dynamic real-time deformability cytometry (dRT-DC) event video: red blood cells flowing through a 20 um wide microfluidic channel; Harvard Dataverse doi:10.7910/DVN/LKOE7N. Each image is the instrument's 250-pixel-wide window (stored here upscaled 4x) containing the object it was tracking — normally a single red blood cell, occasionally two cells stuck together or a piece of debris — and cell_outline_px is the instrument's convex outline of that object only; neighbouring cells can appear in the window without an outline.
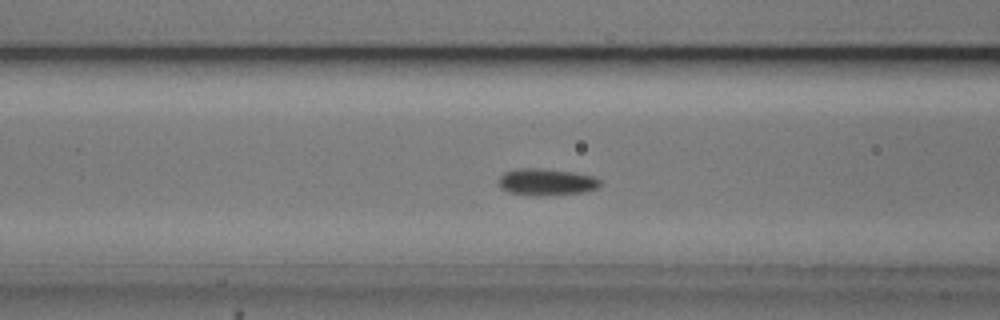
{"species": "common noctule bat (a hibernating species)", "species_latin": "Nyctalus noctula", "temperature_condition": "cold", "stored_images_in_passage": 55, "camera_frame_rate_fps": 3000, "um_per_image_px": 0.085, "animal": {"sex": "male", "body_mass_g": 20.5, "forearm_length_mm": 52.5}, "frame": {"image": 1, "passage_image": 21, "time_ms": 6.667, "image_size_px": [1000, 320], "cell_outline_px": [[604, 184], [596, 188], [580, 192], [536, 196], [508, 192], [500, 188], [496, 180], [504, 172], [520, 168], [544, 168], [572, 172], [596, 176]], "centroid_in_image_um": [46.42, 15.45], "position_along_channel_um": 120.2, "area_um2": 16.01}}
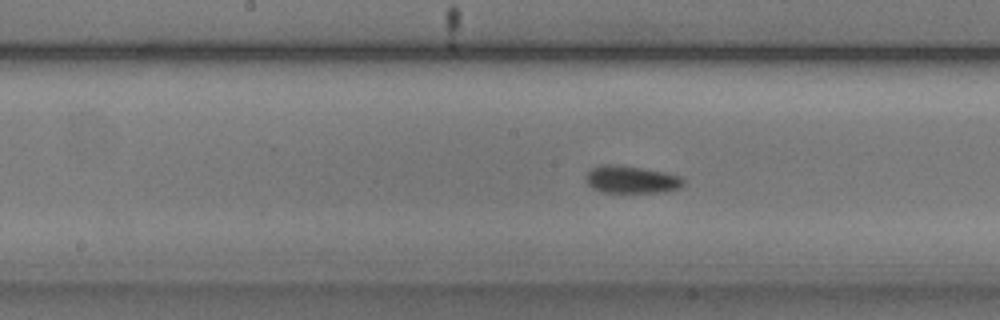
{"frame": {"image": 2, "passage_image": 27, "time_ms": 8.667, "image_size_px": [1000, 320], "cell_outline_px": [[684, 184], [680, 188], [664, 192], [604, 192], [592, 188], [584, 180], [584, 176], [592, 168], [600, 164], [616, 164], [664, 172], [680, 176], [684, 180]], "centroid_in_image_um": [53.64, 15.26], "position_along_channel_um": 194.6, "area_um2": 15.66}}
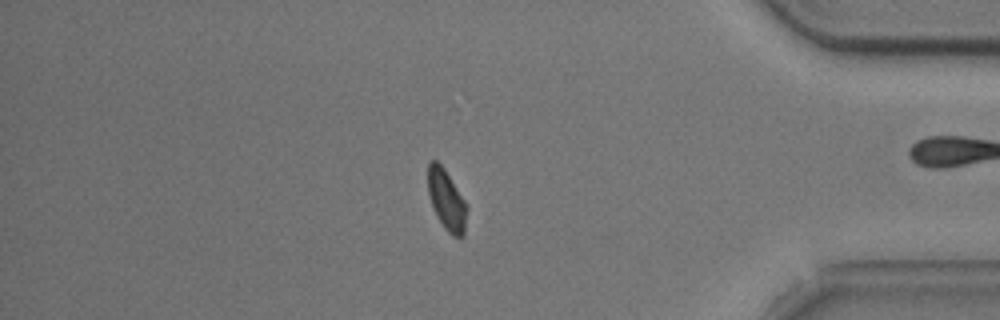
{"frame": {"image": 3, "passage_image": 46, "time_ms": 15.0, "image_size_px": [1000, 320], "cell_outline_px": [[468, 208], [464, 236], [452, 236], [444, 228], [436, 216], [432, 208], [428, 192], [428, 160], [436, 160], [444, 168], [464, 200]], "centroid_in_image_um": [37.95, 17.01], "position_along_channel_um": 397.3, "area_um2": 13.81}, "authors_computed_cell_mechanics": {"area_um2": 14.739, "velocity_mm_per_s": 3.7092, "shape_relaxation_time_tau1_ms": 2.1566, "shape_relaxation_time_tau2_ms": null, "deformation_change_tau1": 0.0639, "deformation_change_tau2": null}}